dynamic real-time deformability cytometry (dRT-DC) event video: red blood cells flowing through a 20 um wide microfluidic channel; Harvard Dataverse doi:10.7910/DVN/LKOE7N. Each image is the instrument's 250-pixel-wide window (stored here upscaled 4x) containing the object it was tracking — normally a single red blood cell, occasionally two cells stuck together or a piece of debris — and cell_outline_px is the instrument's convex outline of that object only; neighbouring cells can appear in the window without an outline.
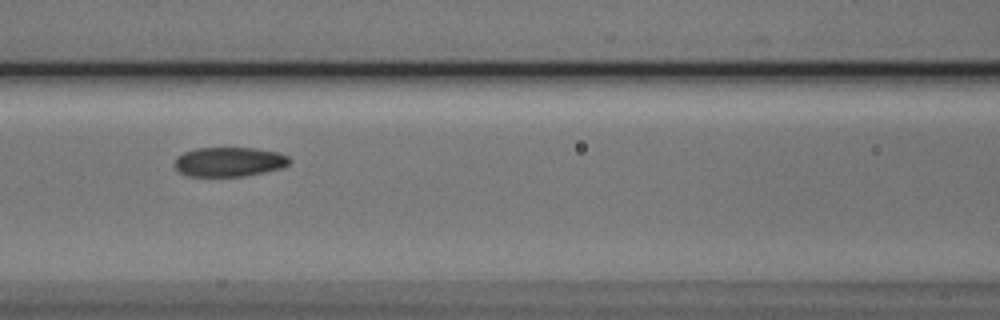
{"species": "Egyptian fruit bat (a non-hibernating species)", "species_latin": "Rousettus aegyptiacus", "temperature_condition": "cold", "stored_images_in_passage": 6, "camera_frame_rate_fps": 3000, "um_per_image_px": 0.085, "animal": {"sex": "male"}, "frame": {"image": 1, "passage_image": 4, "time_ms": 3.333, "image_size_px": [1000, 320], "cell_outline_px": [[292, 160], [284, 168], [244, 176], [188, 176], [180, 172], [176, 168], [176, 156], [184, 152], [196, 148], [256, 148], [280, 152], [288, 156]], "centroid_in_image_um": [19.53, 13.75], "position_along_channel_um": 147.1, "area_um2": 19.83}}
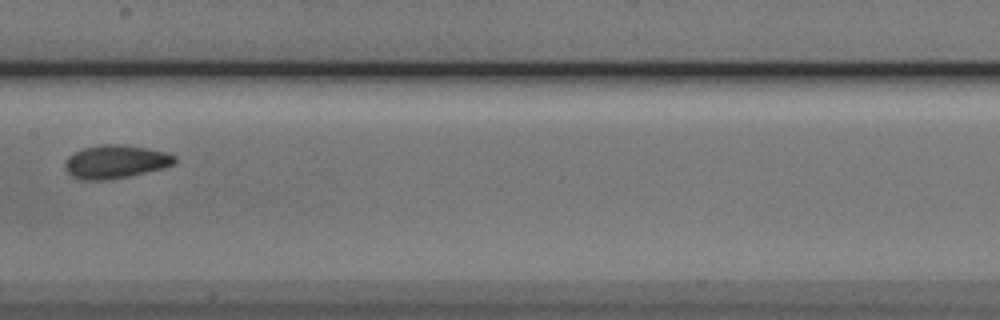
{"frame": {"image": 2, "passage_image": 5, "time_ms": 4.667, "image_size_px": [1000, 320], "cell_outline_px": [[176, 160], [172, 164], [164, 168], [128, 176], [104, 180], [80, 180], [72, 176], [64, 168], [64, 160], [68, 156], [84, 148], [104, 144], [120, 144], [148, 148], [168, 152], [176, 156]], "centroid_in_image_um": [9.81, 13.74], "position_along_channel_um": 197.6, "area_um2": 21.33}}
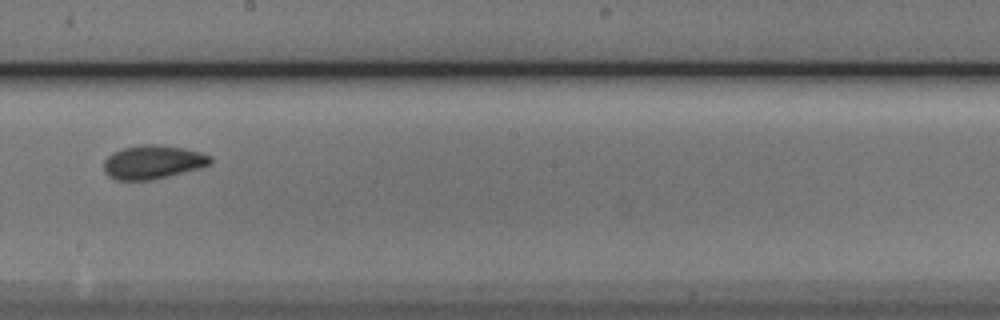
{"frame": {"image": 3, "passage_image": 6, "time_ms": 5.667, "image_size_px": [1000, 320], "cell_outline_px": [[212, 164], [200, 168], [152, 180], [116, 180], [108, 176], [104, 172], [104, 160], [112, 152], [124, 148], [144, 144], [156, 144], [184, 148], [200, 152], [212, 156]], "centroid_in_image_um": [13.0, 13.78], "position_along_channel_um": 235.2, "area_um2": 21.04}}